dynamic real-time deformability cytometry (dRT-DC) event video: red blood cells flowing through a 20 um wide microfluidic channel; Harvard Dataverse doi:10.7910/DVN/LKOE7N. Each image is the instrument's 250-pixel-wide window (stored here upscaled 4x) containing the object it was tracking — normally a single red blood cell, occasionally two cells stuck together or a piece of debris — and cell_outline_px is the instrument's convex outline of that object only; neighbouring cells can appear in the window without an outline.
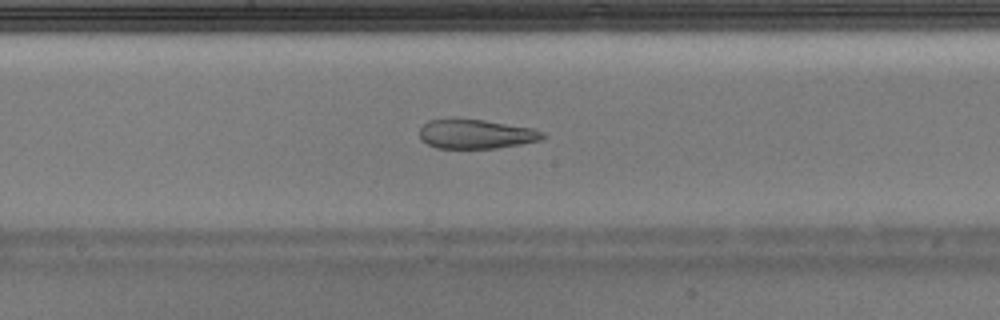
{"species": "Egyptian fruit bat (a non-hibernating species)", "species_latin": "Rousettus aegyptiacus", "temperature_condition": "warm", "stored_images_in_passage": 41, "camera_frame_rate_fps": 3000, "um_per_image_px": 0.085, "animal": {"sex": "male"}, "frame": {"image": 1, "passage_image": 21, "time_ms": 6.667, "image_size_px": [1000, 320], "cell_outline_px": [[544, 136], [540, 140], [520, 144], [496, 148], [436, 148], [420, 140], [420, 128], [428, 120], [484, 120], [532, 128], [544, 132]], "centroid_in_image_um": [40.45, 11.41], "position_along_channel_um": 207.8, "area_um2": 20.63}}
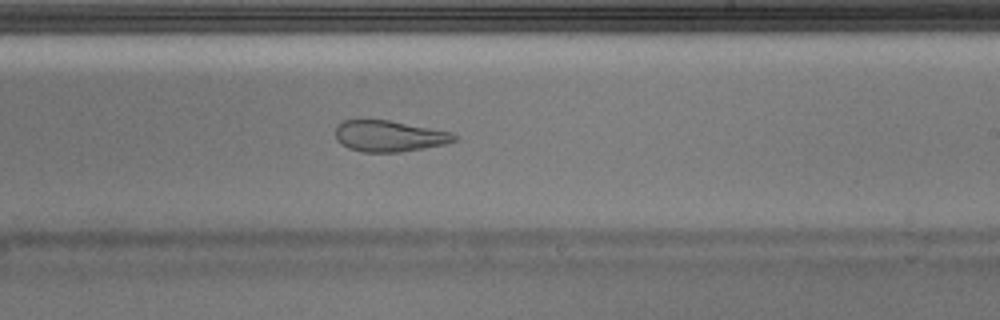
{"frame": {"image": 2, "passage_image": 24, "time_ms": 7.667, "image_size_px": [1000, 320], "cell_outline_px": [[456, 140], [444, 144], [424, 148], [400, 152], [360, 152], [348, 148], [340, 144], [336, 140], [336, 124], [344, 120], [388, 120], [452, 132], [456, 136]], "centroid_in_image_um": [33.04, 11.57], "position_along_channel_um": 256.0, "area_um2": 21.56}}
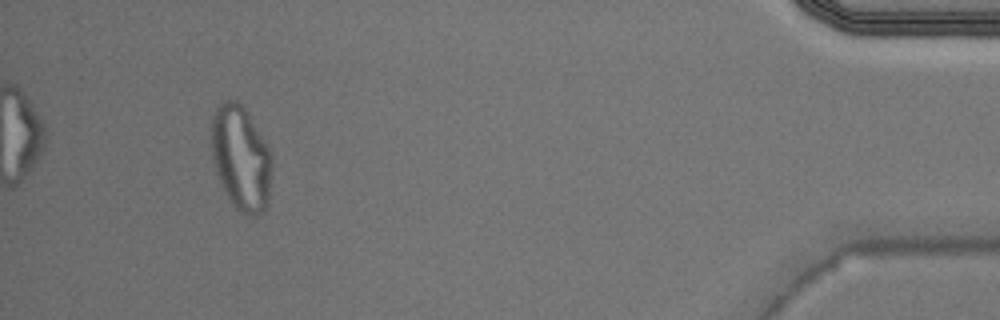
{"frame": {"image": 3, "passage_image": 38, "time_ms": 12.333, "image_size_px": [1000, 320], "cell_outline_px": [[272, 168], [268, 204], [264, 212], [256, 216], [244, 216], [232, 204], [216, 172], [212, 156], [212, 116], [216, 108], [224, 100], [236, 100], [244, 108], [264, 140], [272, 156]], "centroid_in_image_um": [20.5, 13.48], "position_along_channel_um": 414.7, "area_um2": 36.76}}